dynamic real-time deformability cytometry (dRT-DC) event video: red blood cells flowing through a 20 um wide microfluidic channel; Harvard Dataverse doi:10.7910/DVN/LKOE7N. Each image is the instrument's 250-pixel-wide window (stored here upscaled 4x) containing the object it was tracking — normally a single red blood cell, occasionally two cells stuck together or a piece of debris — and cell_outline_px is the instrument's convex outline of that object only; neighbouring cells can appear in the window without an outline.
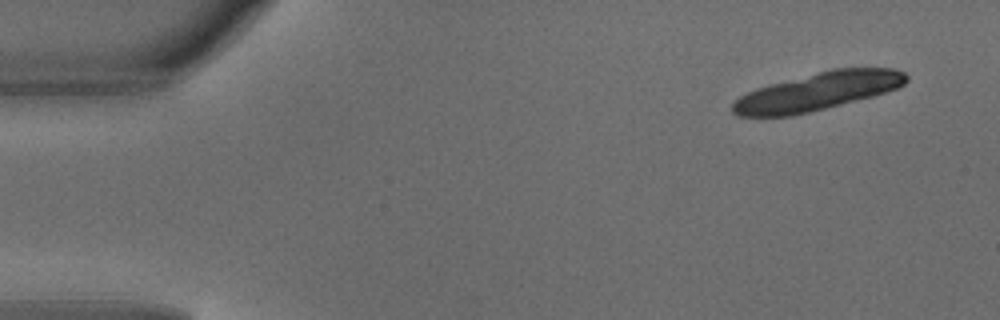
{"species": "common noctule bat (a hibernating species)", "species_latin": "Nyctalus noctula", "temperature_condition": "warm", "stored_images_in_passage": 5, "camera_frame_rate_fps": 3000, "um_per_image_px": 0.085, "animal": {"sex": "male", "body_mass_g": 18.8}, "frame": {"image": 1, "passage_image": 1, "time_ms": 0.0, "image_size_px": [1000, 320], "cell_outline_px": [[908, 80], [904, 84], [896, 88], [872, 96], [812, 112], [792, 116], [736, 116], [732, 112], [732, 104], [740, 96], [756, 88], [832, 68], [892, 68], [904, 72], [908, 76]], "centroid_in_image_um": [69.49, 7.78], "position_along_channel_um": 15.5, "area_um2": 38.15}}
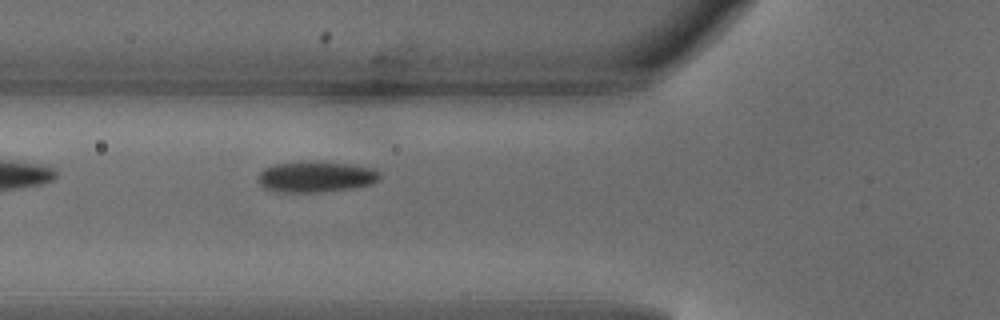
{"frame": {"image": 2, "passage_image": 5, "time_ms": 1.333, "image_size_px": [1000, 320], "cell_outline_px": [[380, 180], [372, 184], [356, 188], [316, 192], [280, 192], [264, 188], [256, 180], [260, 172], [264, 168], [276, 164], [312, 160], [316, 160], [352, 164], [372, 168], [380, 172]], "centroid_in_image_um": [26.87, 15.01], "position_along_channel_um": 98.9, "area_um2": 22.37}}